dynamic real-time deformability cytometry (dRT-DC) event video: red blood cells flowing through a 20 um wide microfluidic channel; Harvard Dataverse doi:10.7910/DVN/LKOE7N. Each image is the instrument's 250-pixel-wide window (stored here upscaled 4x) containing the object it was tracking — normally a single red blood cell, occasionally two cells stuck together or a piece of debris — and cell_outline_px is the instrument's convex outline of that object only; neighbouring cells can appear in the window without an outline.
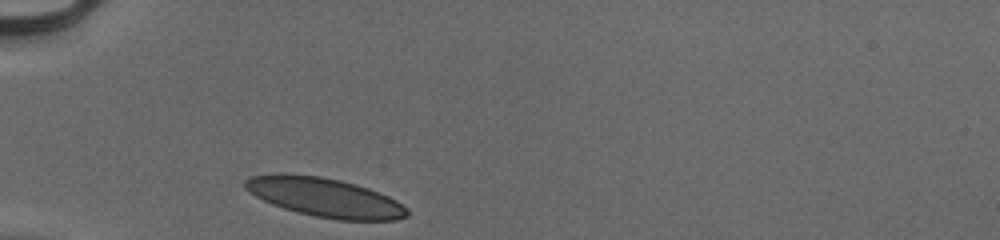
{"species": "human", "species_latin": "Homo sapiens", "temperature_condition": "cold", "stored_images_in_passage": 28, "camera_frame_rate_fps": 3000, "um_per_image_px": 0.085, "donor": {"sex": "male"}, "frame": {"image": 1, "passage_image": 1, "time_ms": 0.0, "image_size_px": [1000, 240], "cell_outline_px": [[408, 216], [396, 220], [340, 220], [316, 216], [284, 208], [272, 204], [256, 196], [244, 188], [244, 180], [252, 176], [280, 172], [284, 172], [320, 176], [340, 180], [356, 184], [380, 192], [396, 200], [408, 208]], "centroid_in_image_um": [27.61, 16.76], "position_along_channel_um": 57.4, "area_um2": 36.93}}
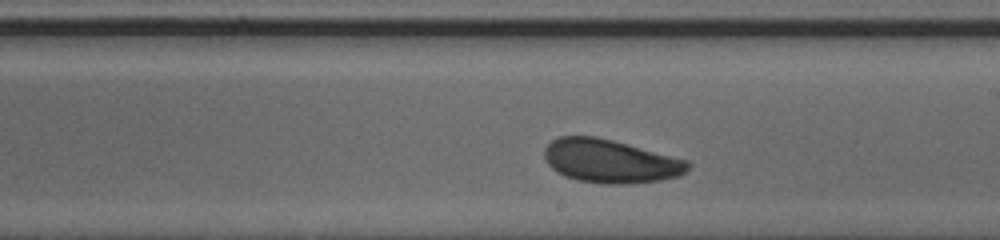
{"frame": {"image": 2, "passage_image": 16, "time_ms": 5.0, "image_size_px": [1000, 240], "cell_outline_px": [[692, 164], [680, 176], [660, 180], [624, 184], [604, 184], [576, 180], [564, 176], [552, 168], [548, 164], [544, 156], [544, 148], [552, 140], [560, 136], [596, 136], [628, 144], [688, 160]], "centroid_in_image_um": [51.87, 13.7], "position_along_channel_um": 237.1, "area_um2": 36.36}}
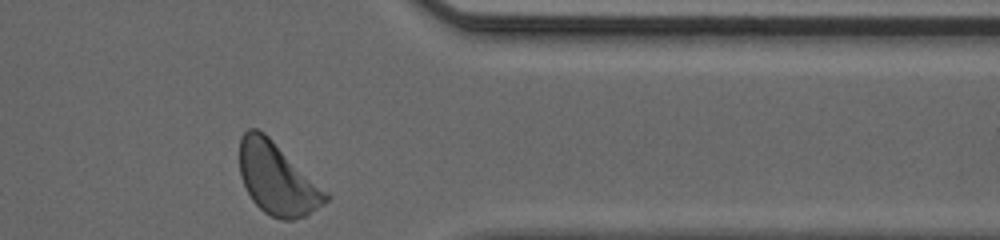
{"frame": {"image": 3, "passage_image": 28, "time_ms": 9.0, "image_size_px": [1000, 240], "cell_outline_px": [[328, 200], [324, 204], [304, 216], [292, 220], [280, 220], [264, 212], [252, 200], [240, 176], [240, 136], [248, 128], [256, 128], [264, 132], [328, 192]], "centroid_in_image_um": [23.55, 15.19], "position_along_channel_um": 387.8, "area_um2": 35.84}, "authors_computed_cell_mechanics": {"area_um2": 35.8649, "velocity_mm_per_s": 3.9329, "shape_relaxation_time_tau1_ms": 4.3724, "shape_relaxation_time_tau2_ms": 1.9946, "deformation_change_tau1": 0.1373, "deformation_change_tau2": 0.0737}}